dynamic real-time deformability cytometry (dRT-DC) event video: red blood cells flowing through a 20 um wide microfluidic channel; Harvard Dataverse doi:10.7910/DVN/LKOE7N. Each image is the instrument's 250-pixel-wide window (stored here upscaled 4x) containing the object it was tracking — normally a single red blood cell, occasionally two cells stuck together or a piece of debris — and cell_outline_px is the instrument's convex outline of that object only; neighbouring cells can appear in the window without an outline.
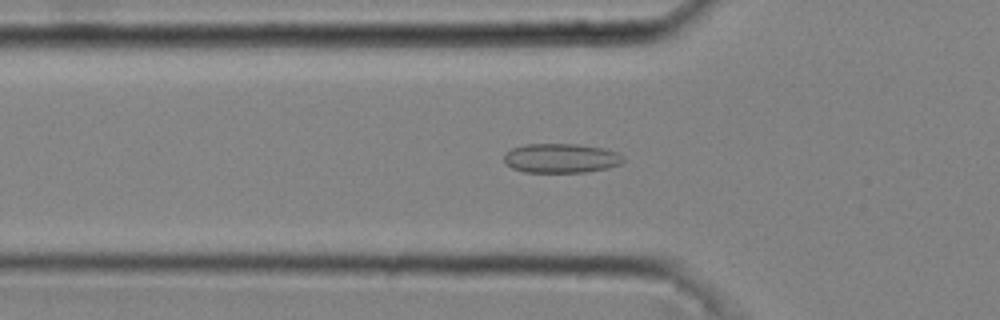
{"species": "common noctule bat (a hibernating species)", "species_latin": "Nyctalus noctula", "temperature_condition": "cold", "stored_images_in_passage": 40, "camera_frame_rate_fps": 3000, "um_per_image_px": 0.085, "animal": {"sex": "male", "body_mass_g": 20.4}, "frame": {"image": 1, "passage_image": 16, "time_ms": 5.0, "image_size_px": [1000, 320], "cell_outline_px": [[624, 160], [620, 164], [608, 168], [584, 172], [524, 172], [512, 168], [504, 160], [504, 152], [512, 148], [524, 144], [576, 144], [604, 148], [616, 152], [624, 156]], "centroid_in_image_um": [47.68, 13.44], "position_along_channel_um": 78.1, "area_um2": 20.46}}
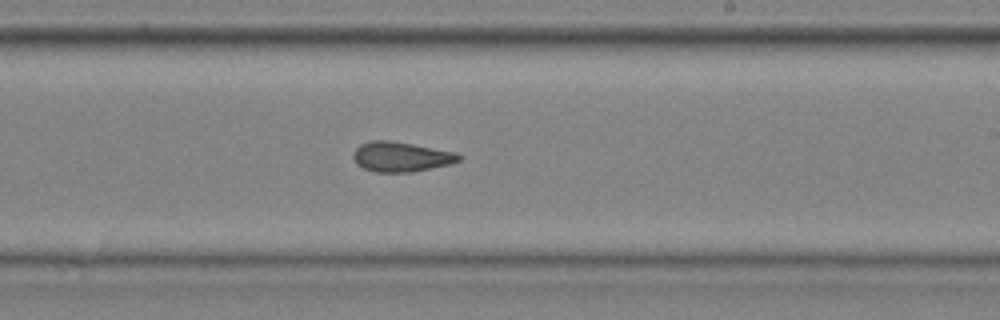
{"frame": {"image": 2, "passage_image": 29, "time_ms": 9.333, "image_size_px": [1000, 320], "cell_outline_px": [[464, 156], [460, 160], [448, 164], [412, 172], [376, 172], [364, 168], [356, 164], [352, 156], [352, 152], [360, 144], [368, 140], [392, 140], [456, 152]], "centroid_in_image_um": [34.06, 13.31], "position_along_channel_um": 254.9, "area_um2": 18.55}}
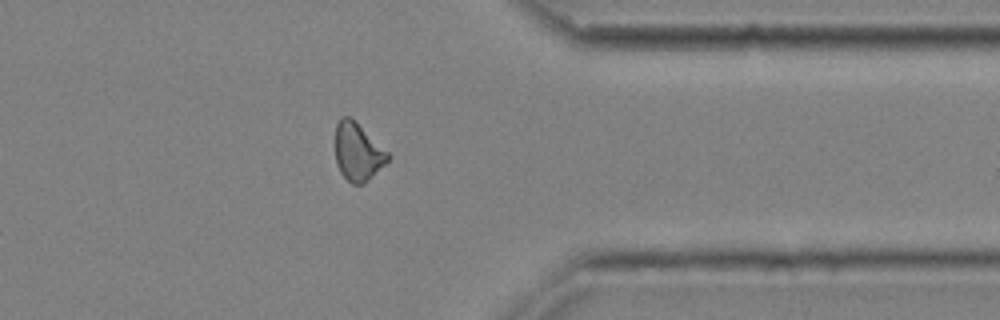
{"frame": {"image": 3, "passage_image": 39, "time_ms": 12.667, "image_size_px": [1000, 320], "cell_outline_px": [[392, 156], [364, 184], [352, 184], [340, 172], [336, 164], [336, 124], [340, 116], [348, 116], [388, 152]], "centroid_in_image_um": [30.39, 12.93], "position_along_channel_um": 381.0, "area_um2": 17.28}, "authors_computed_cell_mechanics": {"area_um2": 18.8139, "velocity_mm_per_s": 4.074, "shape_relaxation_time_tau1_ms": null, "shape_relaxation_time_tau2_ms": 2.2979, "deformation_change_tau1": null, "deformation_change_tau2": 0.0763}}